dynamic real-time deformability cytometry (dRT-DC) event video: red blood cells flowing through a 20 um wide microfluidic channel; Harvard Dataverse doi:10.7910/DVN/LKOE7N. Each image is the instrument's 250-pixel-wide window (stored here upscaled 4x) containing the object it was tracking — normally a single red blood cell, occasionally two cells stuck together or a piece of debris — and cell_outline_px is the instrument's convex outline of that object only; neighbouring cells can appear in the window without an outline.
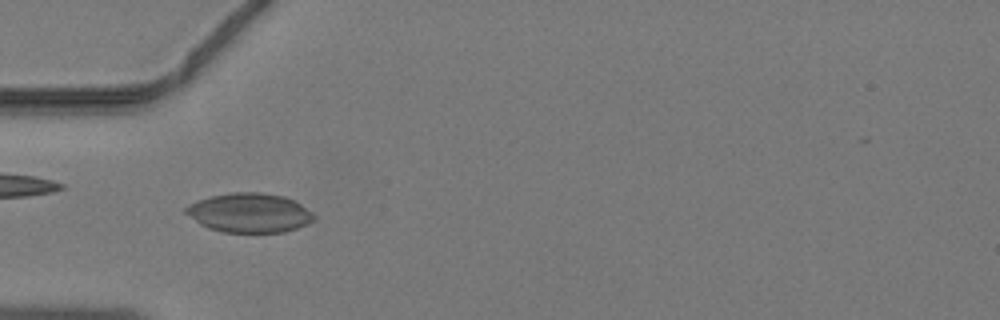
{"species": "common noctule bat (a hibernating species)", "species_latin": "Nyctalus noctula", "temperature_condition": "warm", "stored_images_in_passage": 45, "camera_frame_rate_fps": 3000, "um_per_image_px": 0.085, "animal": {"sex": "male", "body_mass_g": 19.2, "forearm_length_mm": 51.8}, "frame": {"image": 1, "passage_image": 14, "time_ms": 4.333, "image_size_px": [1000, 320], "cell_outline_px": [[316, 216], [308, 224], [284, 232], [224, 232], [208, 228], [200, 224], [184, 212], [184, 208], [188, 204], [212, 196], [232, 192], [260, 192], [284, 196], [300, 204], [312, 212]], "centroid_in_image_um": [21.2, 18.09], "position_along_channel_um": 63.8, "area_um2": 29.19}}
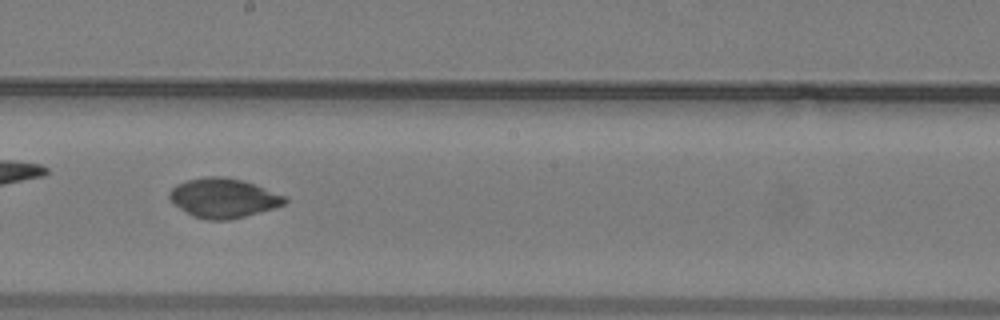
{"frame": {"image": 2, "passage_image": 25, "time_ms": 8.0, "image_size_px": [1000, 320], "cell_outline_px": [[288, 200], [284, 204], [272, 208], [244, 216], [228, 220], [208, 220], [192, 216], [172, 204], [168, 196], [168, 192], [176, 184], [188, 180], [204, 176], [224, 176], [240, 180], [288, 196]], "centroid_in_image_um": [18.94, 16.83], "position_along_channel_um": 229.3, "area_um2": 26.47}}
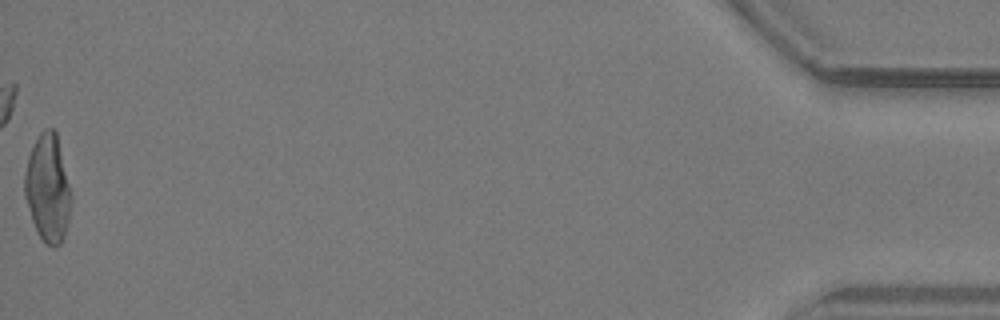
{"frame": {"image": 3, "passage_image": 45, "time_ms": 14.667, "image_size_px": [1000, 320], "cell_outline_px": [[72, 200], [68, 220], [64, 236], [60, 244], [56, 248], [52, 248], [44, 244], [36, 232], [24, 196], [24, 176], [28, 156], [40, 132], [44, 128], [52, 128], [56, 132], [72, 192]], "centroid_in_image_um": [4.07, 16.05], "position_along_channel_um": 431.1, "area_um2": 29.48}}